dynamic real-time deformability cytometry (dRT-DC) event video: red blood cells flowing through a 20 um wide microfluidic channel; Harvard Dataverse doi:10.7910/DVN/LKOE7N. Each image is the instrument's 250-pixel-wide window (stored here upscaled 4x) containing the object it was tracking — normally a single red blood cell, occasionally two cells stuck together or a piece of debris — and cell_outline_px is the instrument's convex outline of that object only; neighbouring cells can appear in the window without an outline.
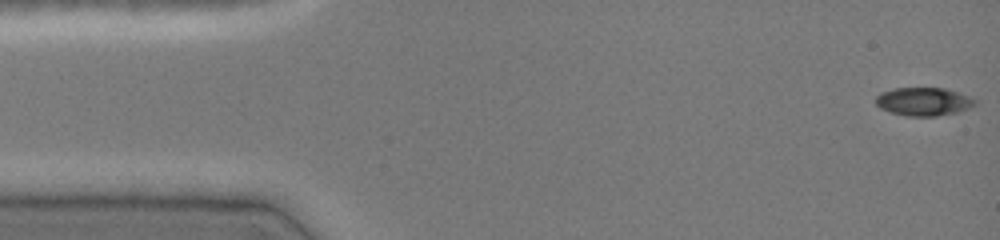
{"species": "common noctule bat (a hibernating species)", "species_latin": "Nyctalus noctula", "temperature_condition": "cold", "stored_images_in_passage": 47, "camera_frame_rate_fps": 3000, "um_per_image_px": 0.085, "animal": {"sex": "female", "body_mass_g": 19.0, "forearm_length_mm": 51.5}, "frame": {"image": 1, "passage_image": 1, "time_ms": 0.0, "image_size_px": [1000, 240], "cell_outline_px": [[976, 104], [968, 108], [956, 112], [936, 116], [908, 116], [892, 112], [880, 108], [876, 104], [876, 96], [880, 92], [896, 88], [944, 88], [960, 92], [976, 100]], "centroid_in_image_um": [78.5, 8.62], "position_along_channel_um": 6.5, "area_um2": 16.24}}
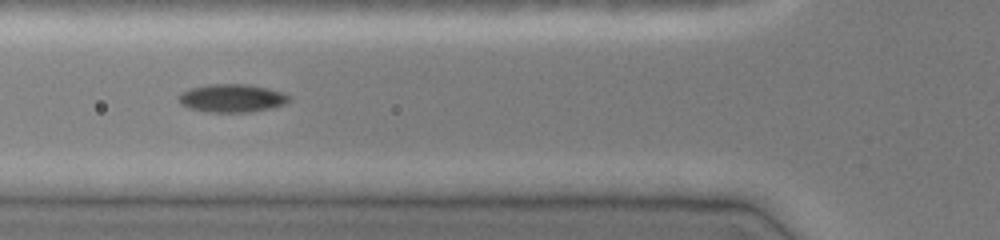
{"frame": {"image": 2, "passage_image": 17, "time_ms": 5.333, "image_size_px": [1000, 240], "cell_outline_px": [[292, 100], [288, 104], [272, 108], [252, 112], [208, 112], [188, 108], [180, 104], [180, 92], [188, 88], [208, 84], [248, 84], [268, 88], [284, 92], [292, 96]], "centroid_in_image_um": [19.78, 8.34], "position_along_channel_um": 106.0, "area_um2": 18.55}}
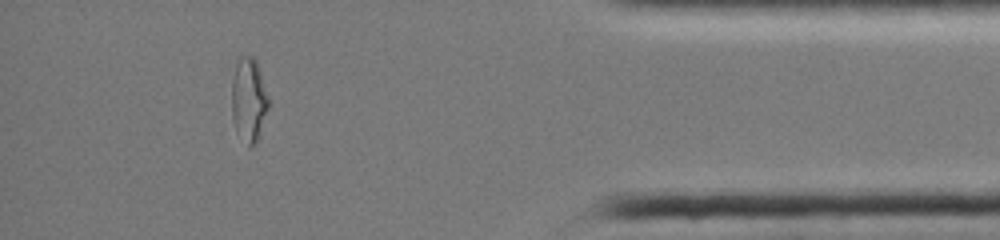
{"frame": {"image": 3, "passage_image": 42, "time_ms": 13.667, "image_size_px": [1000, 240], "cell_outline_px": [[268, 108], [256, 144], [252, 148], [236, 132], [232, 120], [232, 80], [236, 64], [240, 52], [252, 56], [256, 60], [260, 72], [268, 100]], "centroid_in_image_um": [21.11, 8.45], "position_along_channel_um": 414.1, "area_um2": 17.98}, "authors_computed_cell_mechanics": {"area_um2": 17.1088, "velocity_mm_per_s": 4.0656, "shape_relaxation_time_tau1_ms": null, "shape_relaxation_time_tau2_ms": 2.2144, "deformation_change_tau1": null, "deformation_change_tau2": 0.0626}}